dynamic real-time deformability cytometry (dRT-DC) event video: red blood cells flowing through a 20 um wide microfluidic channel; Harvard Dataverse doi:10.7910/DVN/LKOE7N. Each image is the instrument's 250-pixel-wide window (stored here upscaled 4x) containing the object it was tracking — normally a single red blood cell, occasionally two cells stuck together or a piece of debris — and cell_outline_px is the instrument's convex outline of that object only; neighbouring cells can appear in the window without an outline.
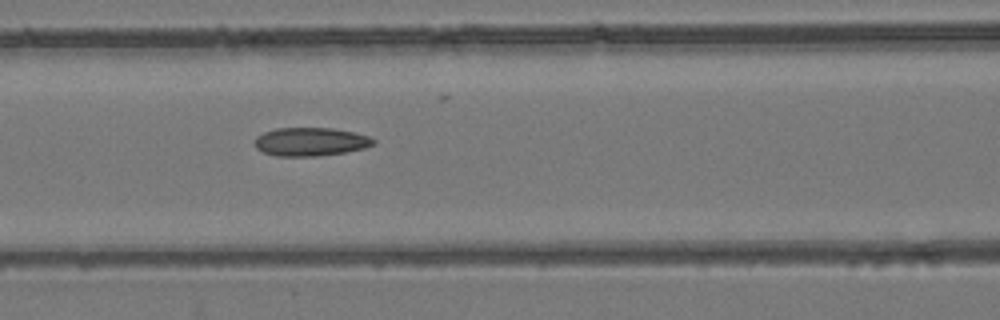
{"species": "common noctule bat (a hibernating species)", "species_latin": "Nyctalus noctula", "temperature_condition": "room temperature", "stored_images_in_passage": 5, "camera_frame_rate_fps": 3000, "um_per_image_px": 0.085, "animal": {"sex": "female", "body_mass_g": 24.6, "forearm_length_mm": 56.2}, "frame": {"image": 1, "passage_image": 5, "time_ms": 4.667, "image_size_px": [1000, 320], "cell_outline_px": [[376, 144], [364, 148], [344, 152], [320, 156], [276, 156], [264, 152], [256, 148], [256, 136], [264, 132], [276, 128], [332, 128], [352, 132], [368, 136], [376, 140]], "centroid_in_image_um": [26.41, 12.05], "position_along_channel_um": 140.2, "area_um2": 19.59}}